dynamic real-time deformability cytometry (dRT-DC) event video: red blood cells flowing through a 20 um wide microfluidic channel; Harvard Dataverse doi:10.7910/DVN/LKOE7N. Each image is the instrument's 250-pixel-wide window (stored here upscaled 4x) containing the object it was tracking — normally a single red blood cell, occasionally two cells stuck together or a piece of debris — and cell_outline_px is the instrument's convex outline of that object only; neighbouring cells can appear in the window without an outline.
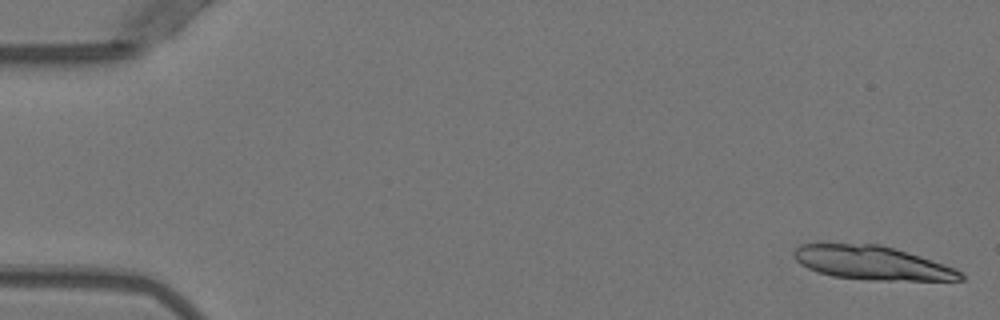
{"species": "Egyptian fruit bat (a non-hibernating species)", "species_latin": "Rousettus aegyptiacus", "temperature_condition": "warm", "stored_images_in_passage": 15, "camera_frame_rate_fps": 3000, "um_per_image_px": 0.085, "animal": {"sex": "female"}, "frame": {"image": 1, "passage_image": 1, "time_ms": 0.0, "image_size_px": [1000, 320], "cell_outline_px": [[964, 280], [868, 280], [832, 276], [808, 268], [800, 264], [792, 256], [792, 252], [800, 244], [880, 244], [944, 264], [956, 268], [964, 272]], "centroid_in_image_um": [74.13, 22.35], "position_along_channel_um": 10.9, "area_um2": 32.6}}